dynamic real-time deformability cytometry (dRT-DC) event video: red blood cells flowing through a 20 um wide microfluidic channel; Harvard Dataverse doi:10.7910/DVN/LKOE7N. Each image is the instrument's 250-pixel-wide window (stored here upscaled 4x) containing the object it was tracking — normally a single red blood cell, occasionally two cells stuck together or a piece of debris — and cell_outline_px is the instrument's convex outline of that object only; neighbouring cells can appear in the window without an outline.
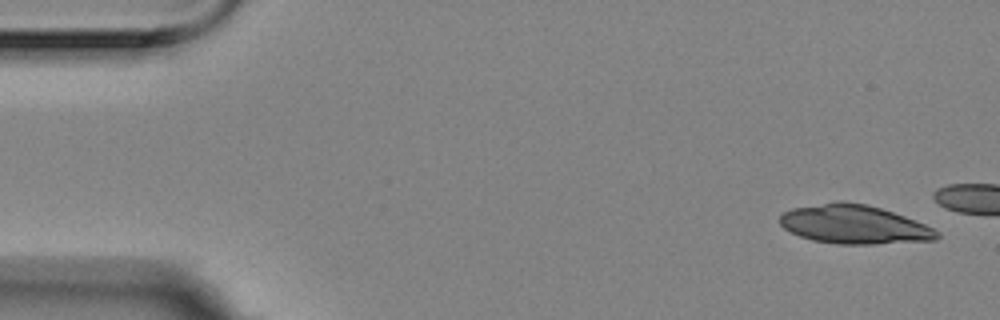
{"species": "Egyptian fruit bat (a non-hibernating species)", "species_latin": "Rousettus aegyptiacus", "temperature_condition": "room temperature", "stored_images_in_passage": 3, "camera_frame_rate_fps": 3000, "um_per_image_px": 0.085, "animal": {"sex": "female"}, "frame": {"image": 1, "passage_image": 1, "time_ms": 0.0, "image_size_px": [1000, 320], "cell_outline_px": [[940, 236], [936, 240], [872, 244], [836, 244], [812, 240], [800, 236], [784, 228], [780, 224], [780, 216], [784, 212], [792, 208], [824, 204], [864, 204], [880, 208], [904, 216], [924, 224], [940, 232]], "centroid_in_image_um": [72.63, 19.12], "position_along_channel_um": 12.4, "area_um2": 34.56}}